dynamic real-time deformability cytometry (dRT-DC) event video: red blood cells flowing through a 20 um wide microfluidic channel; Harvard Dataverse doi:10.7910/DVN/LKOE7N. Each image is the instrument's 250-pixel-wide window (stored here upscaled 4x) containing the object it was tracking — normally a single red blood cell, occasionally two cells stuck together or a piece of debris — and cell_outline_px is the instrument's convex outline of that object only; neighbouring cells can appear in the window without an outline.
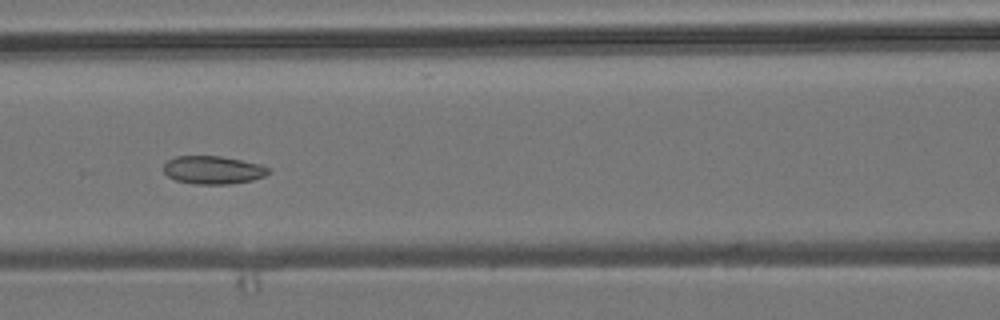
{"species": "common noctule bat (a hibernating species)", "species_latin": "Nyctalus noctula", "temperature_condition": "room temperature", "stored_images_in_passage": 7, "camera_frame_rate_fps": 3000, "um_per_image_px": 0.085, "animal": {"sex": "male", "body_mass_g": 19.2, "forearm_length_mm": 51.8}, "frame": {"image": 1, "passage_image": 6, "time_ms": 5.667, "image_size_px": [1000, 320], "cell_outline_px": [[268, 172], [264, 176], [252, 180], [228, 184], [192, 184], [176, 180], [168, 176], [164, 172], [164, 164], [168, 160], [176, 156], [220, 156], [260, 164], [268, 168]], "centroid_in_image_um": [18.07, 14.45], "position_along_channel_um": 148.5, "area_um2": 16.99}}
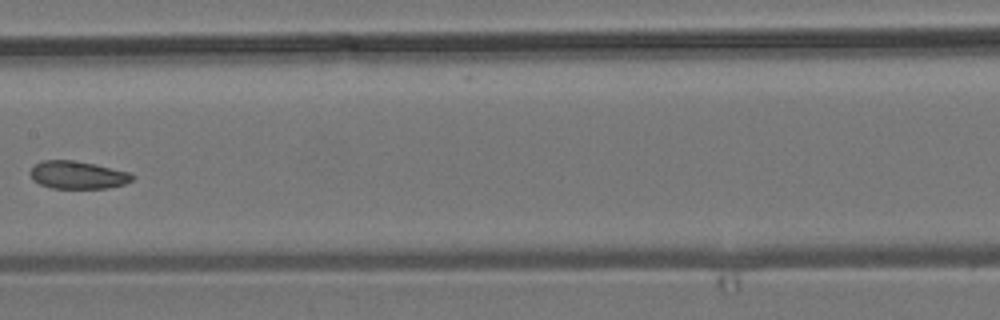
{"frame": {"image": 2, "passage_image": 7, "time_ms": 7.0, "image_size_px": [1000, 320], "cell_outline_px": [[136, 176], [132, 180], [124, 184], [108, 188], [52, 188], [40, 184], [32, 180], [28, 172], [40, 160], [72, 160], [96, 164], [132, 172]], "centroid_in_image_um": [6.62, 14.86], "position_along_channel_um": 200.8, "area_um2": 16.76}}